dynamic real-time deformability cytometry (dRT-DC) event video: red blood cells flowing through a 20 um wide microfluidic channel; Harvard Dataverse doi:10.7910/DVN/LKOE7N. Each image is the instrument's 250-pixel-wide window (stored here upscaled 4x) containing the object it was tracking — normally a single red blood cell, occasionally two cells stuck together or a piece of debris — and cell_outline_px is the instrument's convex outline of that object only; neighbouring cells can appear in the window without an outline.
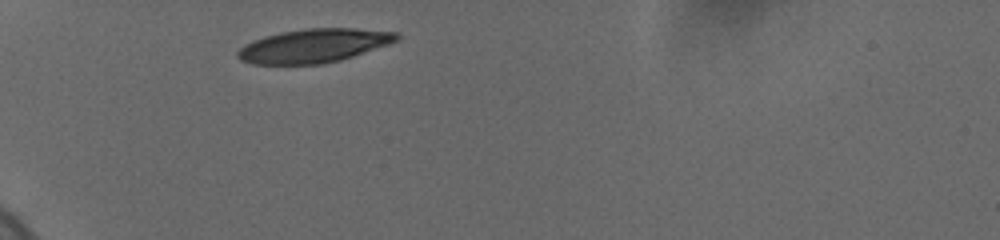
{"species": "human", "species_latin": "Homo sapiens", "temperature_condition": "cold", "stored_images_in_passage": 3, "camera_frame_rate_fps": 3000, "um_per_image_px": 0.085, "donor": {"sex": "female"}, "frame": {"image": 1, "passage_image": 1, "time_ms": 0.0, "image_size_px": [1000, 240], "cell_outline_px": [[400, 40], [340, 60], [320, 64], [252, 64], [240, 60], [236, 56], [236, 52], [244, 44], [252, 40], [264, 36], [280, 32], [304, 28], [356, 28], [400, 32]], "centroid_in_image_um": [26.66, 3.87], "position_along_channel_um": 58.3, "area_um2": 31.44}}
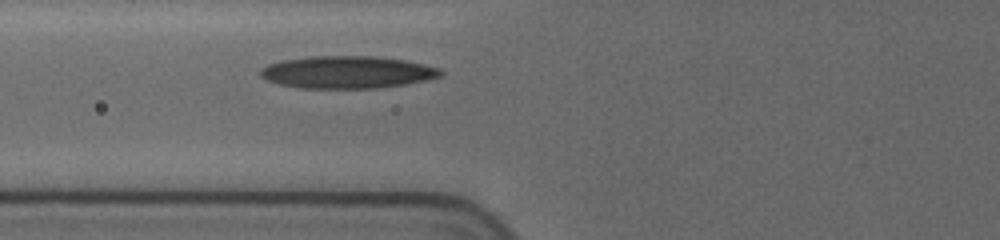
{"frame": {"image": 2, "passage_image": 3, "time_ms": 1.667, "image_size_px": [1000, 240], "cell_outline_px": [[444, 72], [440, 76], [424, 80], [404, 84], [376, 88], [304, 88], [280, 84], [268, 80], [260, 76], [260, 68], [268, 64], [280, 60], [308, 56], [372, 56], [404, 60], [424, 64], [440, 68]], "centroid_in_image_um": [29.48, 6.12], "position_along_channel_um": 96.3, "area_um2": 33.87}}